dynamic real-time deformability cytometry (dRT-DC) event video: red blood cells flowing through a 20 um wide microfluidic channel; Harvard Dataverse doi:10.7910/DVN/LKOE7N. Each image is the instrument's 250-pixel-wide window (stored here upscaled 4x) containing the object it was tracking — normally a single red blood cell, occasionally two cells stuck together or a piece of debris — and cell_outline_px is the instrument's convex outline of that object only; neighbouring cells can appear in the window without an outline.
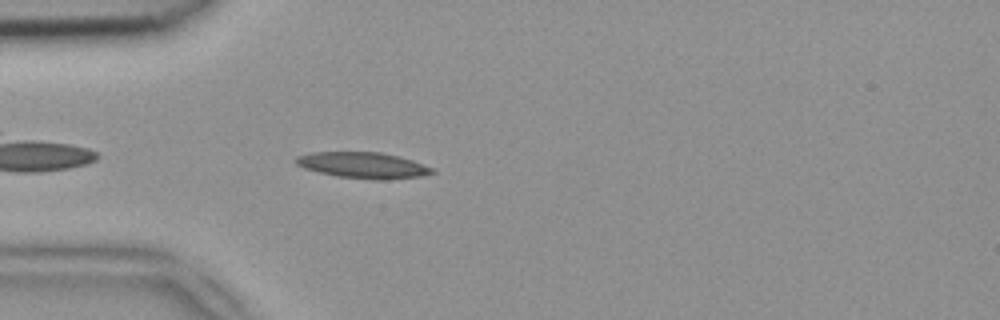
{"species": "common noctule bat (a hibernating species)", "species_latin": "Nyctalus noctula", "temperature_condition": "room temperature", "stored_images_in_passage": 38, "camera_frame_rate_fps": 3000, "um_per_image_px": 0.085, "animal": {"sex": "female", "body_mass_g": 18.4}, "frame": {"image": 1, "passage_image": 3, "time_ms": 0.667, "image_size_px": [1000, 320], "cell_outline_px": [[436, 172], [420, 176], [384, 180], [376, 180], [336, 176], [304, 168], [296, 164], [296, 156], [312, 152], [380, 152], [412, 160], [432, 168]], "centroid_in_image_um": [30.84, 14.05], "position_along_channel_um": 54.2, "area_um2": 20.46}}
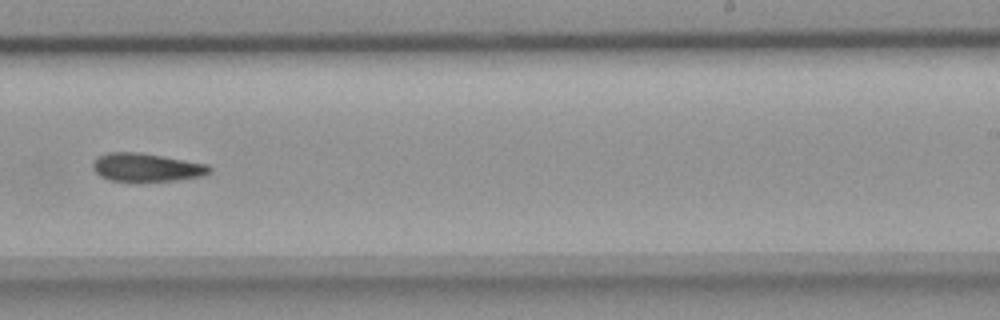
{"frame": {"image": 2, "passage_image": 20, "time_ms": 6.333, "image_size_px": [1000, 320], "cell_outline_px": [[212, 172], [204, 176], [176, 180], [108, 180], [100, 176], [92, 168], [92, 164], [100, 156], [108, 152], [140, 152], [208, 164], [212, 168]], "centroid_in_image_um": [12.5, 14.21], "position_along_channel_um": 276.5, "area_um2": 19.02}}
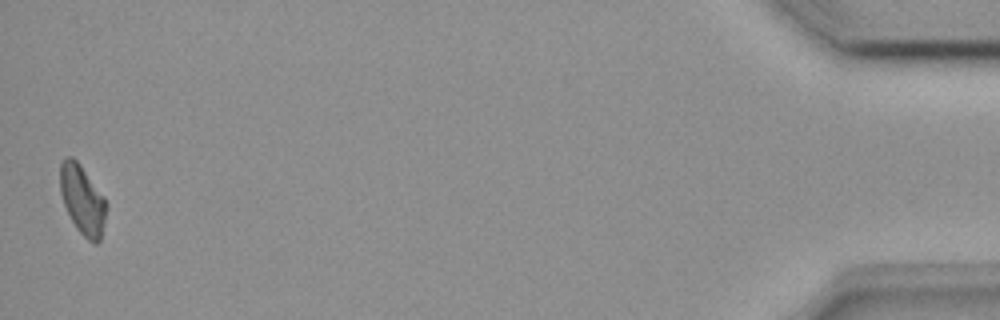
{"frame": {"image": 3, "passage_image": 38, "time_ms": 12.333, "image_size_px": [1000, 320], "cell_outline_px": [[108, 204], [104, 224], [100, 240], [96, 244], [88, 240], [76, 228], [64, 204], [60, 192], [60, 164], [68, 156], [72, 156], [80, 164], [104, 196]], "centroid_in_image_um": [7.03, 16.98], "position_along_channel_um": 428.2, "area_um2": 18.61}}